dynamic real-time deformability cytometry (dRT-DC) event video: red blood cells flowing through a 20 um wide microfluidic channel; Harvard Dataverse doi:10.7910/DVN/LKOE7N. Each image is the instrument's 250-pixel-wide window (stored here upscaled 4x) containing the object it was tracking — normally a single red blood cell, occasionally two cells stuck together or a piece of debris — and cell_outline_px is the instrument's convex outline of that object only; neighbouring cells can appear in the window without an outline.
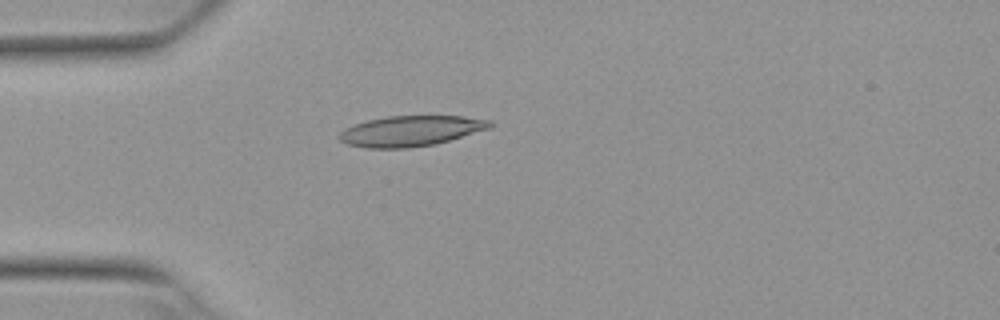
{"species": "Egyptian fruit bat (a non-hibernating species)", "species_latin": "Rousettus aegyptiacus", "temperature_condition": "warm", "stored_images_in_passage": 1, "camera_frame_rate_fps": 3000, "um_per_image_px": 0.085, "animal": {"sex": "female"}, "frame": {"image": 1, "passage_image": 1, "time_ms": 0.0, "image_size_px": [1000, 320], "cell_outline_px": [[492, 128], [436, 144], [408, 148], [368, 148], [348, 144], [340, 140], [336, 136], [344, 128], [368, 120], [388, 116], [464, 116], [492, 120]], "centroid_in_image_um": [34.94, 11.13], "position_along_channel_um": 50.1, "area_um2": 26.88}}